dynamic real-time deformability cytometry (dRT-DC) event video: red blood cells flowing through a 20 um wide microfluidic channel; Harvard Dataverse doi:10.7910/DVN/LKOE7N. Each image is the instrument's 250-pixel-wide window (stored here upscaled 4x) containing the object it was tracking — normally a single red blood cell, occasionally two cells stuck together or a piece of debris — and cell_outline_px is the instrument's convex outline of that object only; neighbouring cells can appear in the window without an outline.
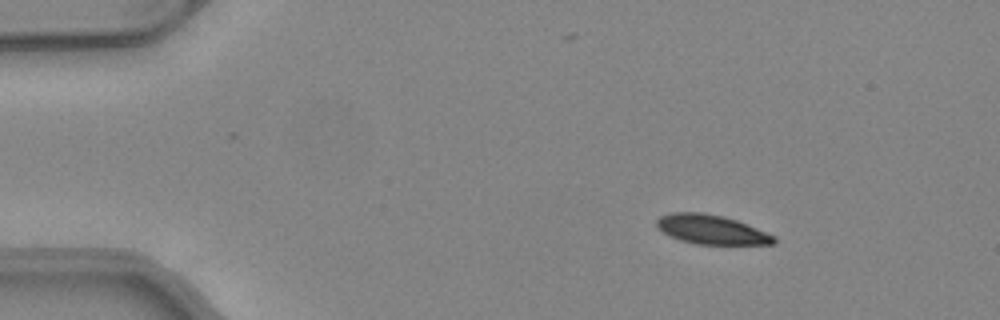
{"species": "common noctule bat (a hibernating species)", "species_latin": "Nyctalus noctula", "temperature_condition": "warm", "stored_images_in_passage": 44, "camera_frame_rate_fps": 3000, "um_per_image_px": 0.085, "animal": {"sex": "female", "body_mass_g": 24.6, "forearm_length_mm": 56.2}, "frame": {"image": 1, "passage_image": 1, "time_ms": 0.0, "image_size_px": [1000, 320], "cell_outline_px": [[776, 244], [696, 244], [680, 240], [656, 228], [656, 220], [660, 216], [672, 212], [704, 212], [724, 216], [736, 220], [776, 236]], "centroid_in_image_um": [60.46, 19.5], "position_along_channel_um": 24.5, "area_um2": 20.0}}
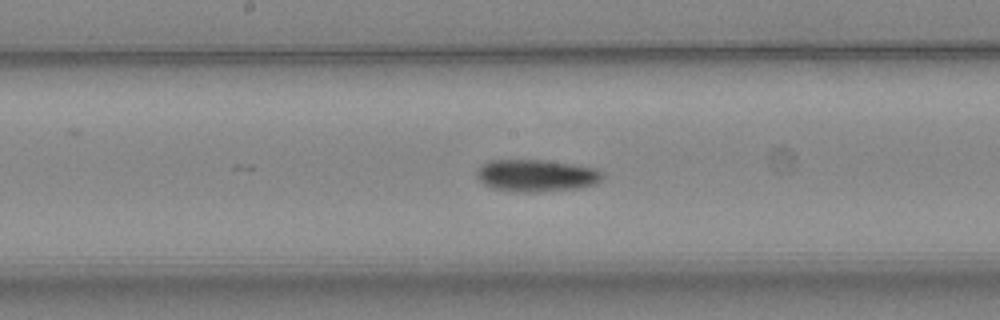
{"frame": {"image": 2, "passage_image": 20, "time_ms": 6.333, "image_size_px": [1000, 320], "cell_outline_px": [[604, 176], [596, 184], [580, 188], [536, 192], [516, 192], [492, 188], [484, 184], [476, 176], [476, 172], [480, 164], [488, 160], [548, 160], [596, 168], [604, 172]], "centroid_in_image_um": [45.59, 14.92], "position_along_channel_um": 202.6, "area_um2": 23.87}}
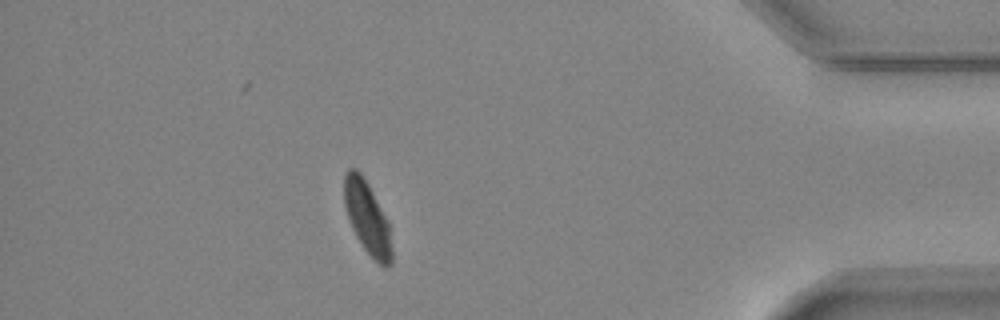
{"frame": {"image": 3, "passage_image": 38, "time_ms": 12.333, "image_size_px": [1000, 320], "cell_outline_px": [[392, 264], [388, 268], [384, 268], [364, 248], [356, 236], [348, 220], [344, 204], [344, 176], [348, 168], [356, 168], [360, 172], [368, 184], [388, 220], [392, 248]], "centroid_in_image_um": [31.22, 18.51], "position_along_channel_um": 404.0, "area_um2": 20.17}, "authors_computed_cell_mechanics": {"area_um2": 22.4264, "velocity_mm_per_s": 4.1057, "shape_relaxation_time_tau1_ms": 4.7069, "shape_relaxation_time_tau2_ms": 5.6804, "deformation_change_tau1": 0.1262, "deformation_change_tau2": 0.0939}}